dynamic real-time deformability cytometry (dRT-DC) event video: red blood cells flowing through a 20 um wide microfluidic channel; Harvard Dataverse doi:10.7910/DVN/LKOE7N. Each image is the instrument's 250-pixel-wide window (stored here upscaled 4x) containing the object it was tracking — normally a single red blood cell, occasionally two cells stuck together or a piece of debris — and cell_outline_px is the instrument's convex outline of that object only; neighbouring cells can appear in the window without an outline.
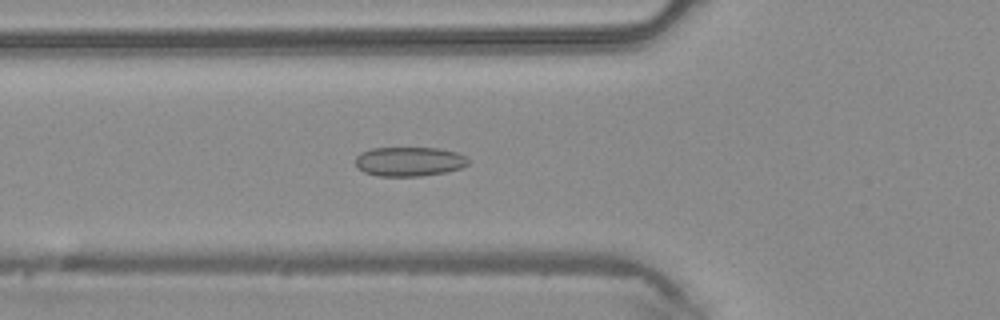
{"species": "common noctule bat (a hibernating species)", "species_latin": "Nyctalus noctula", "temperature_condition": "warm", "stored_images_in_passage": 36, "camera_frame_rate_fps": 3000, "um_per_image_px": 0.085, "animal": {"sex": "male", "body_mass_g": 20.4}, "frame": {"image": 1, "passage_image": 9, "time_ms": 2.667, "image_size_px": [1000, 320], "cell_outline_px": [[468, 164], [460, 168], [444, 172], [420, 176], [380, 176], [364, 172], [356, 164], [356, 156], [360, 152], [372, 148], [440, 148], [456, 152], [464, 156], [468, 160]], "centroid_in_image_um": [34.77, 13.72], "position_along_channel_um": 91.0, "area_um2": 19.13}}
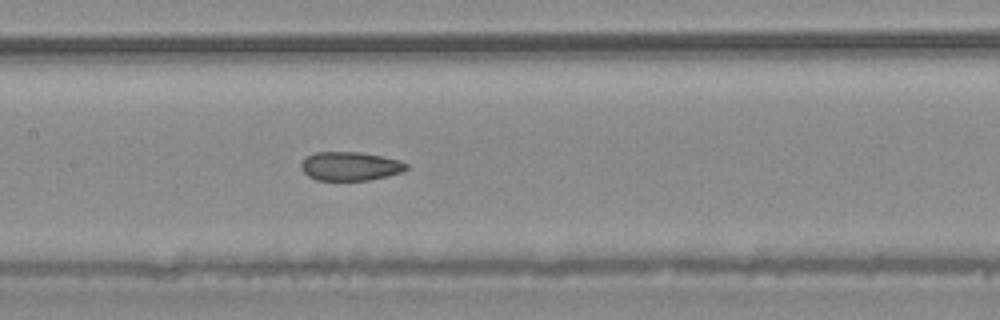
{"frame": {"image": 2, "passage_image": 15, "time_ms": 4.667, "image_size_px": [1000, 320], "cell_outline_px": [[408, 168], [404, 172], [388, 176], [368, 180], [316, 180], [308, 176], [300, 168], [300, 164], [308, 156], [316, 152], [360, 152], [400, 160], [408, 164]], "centroid_in_image_um": [29.79, 14.13], "position_along_channel_um": 177.6, "area_um2": 17.69}}
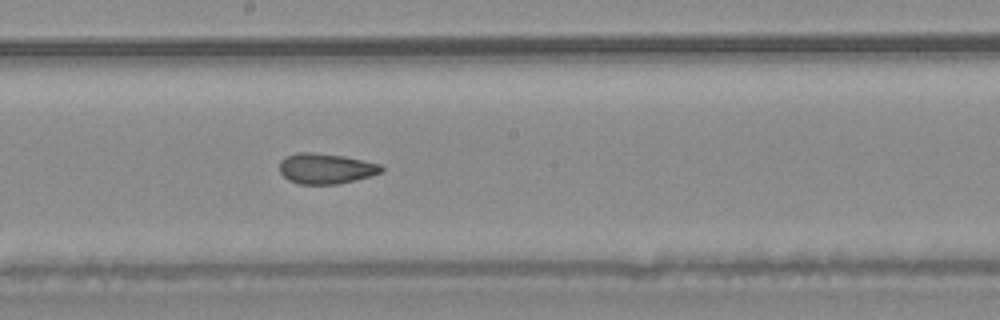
{"frame": {"image": 3, "passage_image": 18, "time_ms": 5.667, "image_size_px": [1000, 320], "cell_outline_px": [[384, 168], [380, 172], [372, 176], [336, 184], [300, 184], [288, 180], [280, 172], [280, 160], [288, 156], [300, 152], [312, 152], [344, 156], [380, 164]], "centroid_in_image_um": [27.69, 14.33], "position_along_channel_um": 220.5, "area_um2": 17.92}}